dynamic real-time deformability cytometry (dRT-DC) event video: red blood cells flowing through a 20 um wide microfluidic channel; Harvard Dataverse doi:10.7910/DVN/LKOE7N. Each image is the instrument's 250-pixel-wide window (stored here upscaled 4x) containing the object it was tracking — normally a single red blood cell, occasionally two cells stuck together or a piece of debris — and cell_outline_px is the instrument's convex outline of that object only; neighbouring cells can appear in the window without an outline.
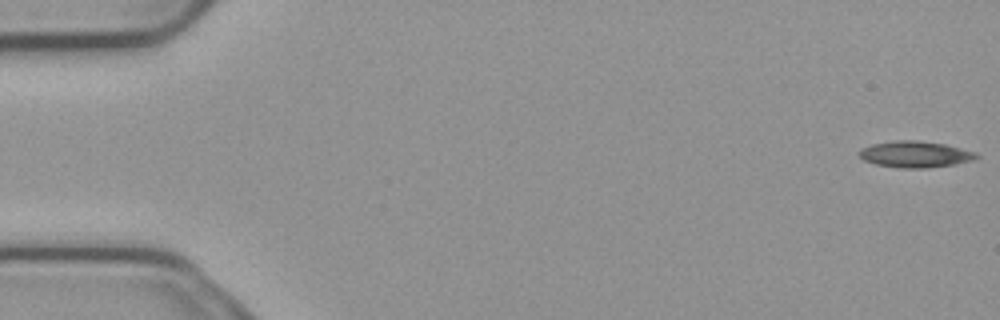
{"species": "common noctule bat (a hibernating species)", "species_latin": "Nyctalus noctula", "temperature_condition": "cold", "stored_images_in_passage": 55, "camera_frame_rate_fps": 3000, "um_per_image_px": 0.085, "animal": {"sex": "male", "body_mass_g": 23.1, "forearm_length_mm": 52.7}, "frame": {"image": 1, "passage_image": 1, "time_ms": 0.0, "image_size_px": [1000, 320], "cell_outline_px": [[980, 156], [976, 160], [956, 164], [928, 168], [900, 168], [876, 164], [864, 160], [860, 156], [860, 148], [872, 144], [896, 140], [916, 140], [944, 144], [976, 152]], "centroid_in_image_um": [77.83, 13.12], "position_along_channel_um": 7.2, "area_um2": 18.03}}
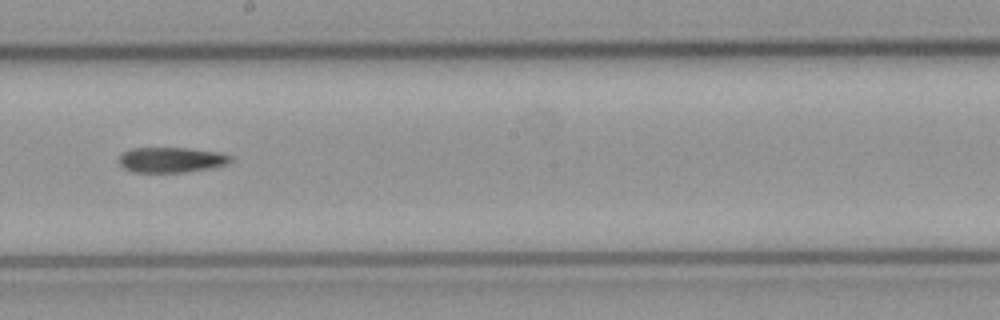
{"frame": {"image": 2, "passage_image": 31, "time_ms": 10.0, "image_size_px": [1000, 320], "cell_outline_px": [[232, 160], [228, 164], [208, 168], [180, 172], [132, 172], [124, 168], [120, 164], [120, 152], [132, 148], [188, 148], [224, 152], [232, 156]], "centroid_in_image_um": [14.57, 13.57], "position_along_channel_um": 233.6, "area_um2": 16.53}}
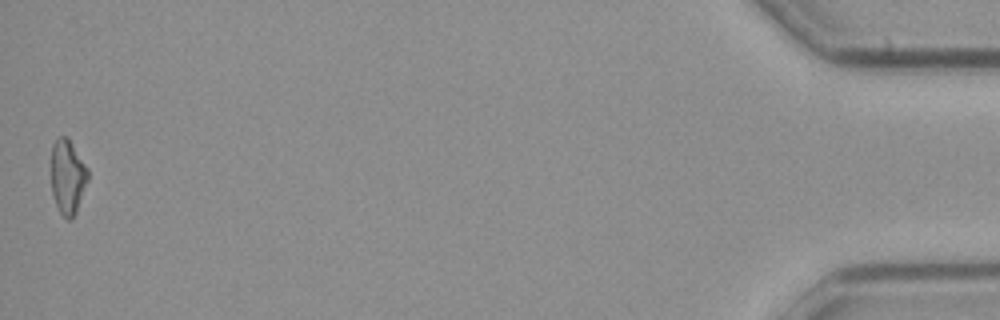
{"frame": {"image": 3, "passage_image": 55, "time_ms": 18.0, "image_size_px": [1000, 320], "cell_outline_px": [[88, 180], [76, 212], [68, 220], [60, 212], [56, 204], [52, 192], [52, 144], [60, 136], [68, 136], [88, 168]], "centroid_in_image_um": [5.76, 14.98], "position_along_channel_um": 429.4, "area_um2": 15.78}}